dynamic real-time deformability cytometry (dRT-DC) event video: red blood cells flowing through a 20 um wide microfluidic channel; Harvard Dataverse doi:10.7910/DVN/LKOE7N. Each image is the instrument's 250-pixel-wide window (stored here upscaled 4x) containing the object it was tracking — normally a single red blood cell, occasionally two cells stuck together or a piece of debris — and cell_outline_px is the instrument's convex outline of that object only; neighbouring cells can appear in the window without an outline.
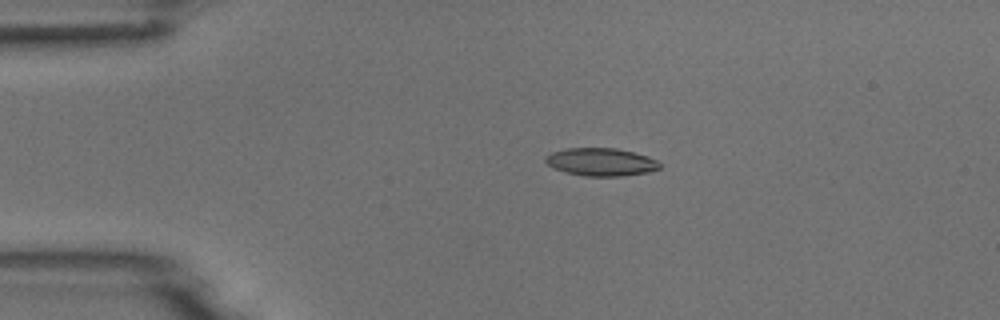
{"species": "common noctule bat (a hibernating species)", "species_latin": "Nyctalus noctula", "temperature_condition": "room temperature", "stored_images_in_passage": 5, "camera_frame_rate_fps": 3000, "um_per_image_px": 0.085, "animal": {"sex": "male", "body_mass_g": 18.8}, "frame": {"image": 1, "passage_image": 4, "time_ms": 1.0, "image_size_px": [1000, 320], "cell_outline_px": [[660, 168], [648, 172], [620, 176], [584, 176], [564, 172], [548, 164], [544, 160], [544, 156], [552, 152], [568, 148], [616, 148], [636, 152], [648, 156], [656, 160], [660, 164]], "centroid_in_image_um": [51.09, 13.76], "position_along_channel_um": 33.9, "area_um2": 18.55}}